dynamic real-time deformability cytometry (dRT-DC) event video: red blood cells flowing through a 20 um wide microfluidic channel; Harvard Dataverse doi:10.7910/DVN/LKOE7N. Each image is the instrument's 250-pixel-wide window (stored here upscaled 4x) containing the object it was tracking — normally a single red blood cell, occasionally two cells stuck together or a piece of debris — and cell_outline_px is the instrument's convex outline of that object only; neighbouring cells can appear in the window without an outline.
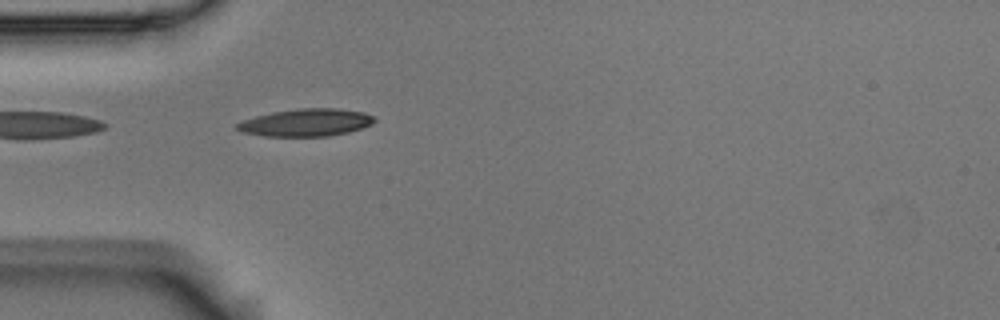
{"species": "Egyptian fruit bat (a non-hibernating species)", "species_latin": "Rousettus aegyptiacus", "temperature_condition": "room temperature", "stored_images_in_passage": 1, "camera_frame_rate_fps": 3000, "um_per_image_px": 0.085, "animal": {"sex": "male"}, "frame": {"image": 1, "passage_image": 1, "time_ms": 0.0, "image_size_px": [1000, 320], "cell_outline_px": [[376, 120], [372, 124], [348, 132], [328, 136], [264, 136], [240, 132], [236, 128], [236, 124], [244, 120], [256, 116], [272, 112], [300, 108], [336, 108], [364, 112], [376, 116]], "centroid_in_image_um": [26.03, 10.41], "position_along_channel_um": 59.0, "area_um2": 22.02}}